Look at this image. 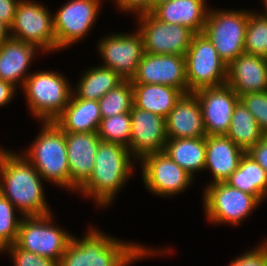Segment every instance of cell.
I'll list each match as a JSON object with an SVG mask.
<instances>
[{
	"instance_id": "obj_23",
	"label": "cell",
	"mask_w": 267,
	"mask_h": 266,
	"mask_svg": "<svg viewBox=\"0 0 267 266\" xmlns=\"http://www.w3.org/2000/svg\"><path fill=\"white\" fill-rule=\"evenodd\" d=\"M207 0H169L158 4L151 14L160 21L203 33L210 6Z\"/></svg>"
},
{
	"instance_id": "obj_4",
	"label": "cell",
	"mask_w": 267,
	"mask_h": 266,
	"mask_svg": "<svg viewBox=\"0 0 267 266\" xmlns=\"http://www.w3.org/2000/svg\"><path fill=\"white\" fill-rule=\"evenodd\" d=\"M41 129L31 144L20 152L46 183L70 192V170L65 132L54 122H39Z\"/></svg>"
},
{
	"instance_id": "obj_10",
	"label": "cell",
	"mask_w": 267,
	"mask_h": 266,
	"mask_svg": "<svg viewBox=\"0 0 267 266\" xmlns=\"http://www.w3.org/2000/svg\"><path fill=\"white\" fill-rule=\"evenodd\" d=\"M104 0H68L53 13L56 51L79 44L92 31ZM102 4V5H101Z\"/></svg>"
},
{
	"instance_id": "obj_2",
	"label": "cell",
	"mask_w": 267,
	"mask_h": 266,
	"mask_svg": "<svg viewBox=\"0 0 267 266\" xmlns=\"http://www.w3.org/2000/svg\"><path fill=\"white\" fill-rule=\"evenodd\" d=\"M44 179L20 153L0 145V194L24 217L51 214ZM51 208V209H50Z\"/></svg>"
},
{
	"instance_id": "obj_30",
	"label": "cell",
	"mask_w": 267,
	"mask_h": 266,
	"mask_svg": "<svg viewBox=\"0 0 267 266\" xmlns=\"http://www.w3.org/2000/svg\"><path fill=\"white\" fill-rule=\"evenodd\" d=\"M102 118L130 112L133 107V86L131 80H124L98 100Z\"/></svg>"
},
{
	"instance_id": "obj_7",
	"label": "cell",
	"mask_w": 267,
	"mask_h": 266,
	"mask_svg": "<svg viewBox=\"0 0 267 266\" xmlns=\"http://www.w3.org/2000/svg\"><path fill=\"white\" fill-rule=\"evenodd\" d=\"M251 11L243 8H209L203 33L227 65L245 53V33Z\"/></svg>"
},
{
	"instance_id": "obj_42",
	"label": "cell",
	"mask_w": 267,
	"mask_h": 266,
	"mask_svg": "<svg viewBox=\"0 0 267 266\" xmlns=\"http://www.w3.org/2000/svg\"><path fill=\"white\" fill-rule=\"evenodd\" d=\"M165 1H169V0H151V12L154 7H156L158 4L165 2Z\"/></svg>"
},
{
	"instance_id": "obj_32",
	"label": "cell",
	"mask_w": 267,
	"mask_h": 266,
	"mask_svg": "<svg viewBox=\"0 0 267 266\" xmlns=\"http://www.w3.org/2000/svg\"><path fill=\"white\" fill-rule=\"evenodd\" d=\"M97 133L101 141L118 143L128 148L131 136L130 112L102 118Z\"/></svg>"
},
{
	"instance_id": "obj_27",
	"label": "cell",
	"mask_w": 267,
	"mask_h": 266,
	"mask_svg": "<svg viewBox=\"0 0 267 266\" xmlns=\"http://www.w3.org/2000/svg\"><path fill=\"white\" fill-rule=\"evenodd\" d=\"M78 79L76 85L72 86V95L97 101L124 81L118 73L99 64L82 71Z\"/></svg>"
},
{
	"instance_id": "obj_20",
	"label": "cell",
	"mask_w": 267,
	"mask_h": 266,
	"mask_svg": "<svg viewBox=\"0 0 267 266\" xmlns=\"http://www.w3.org/2000/svg\"><path fill=\"white\" fill-rule=\"evenodd\" d=\"M240 97L267 91V58L243 53L227 66V82Z\"/></svg>"
},
{
	"instance_id": "obj_24",
	"label": "cell",
	"mask_w": 267,
	"mask_h": 266,
	"mask_svg": "<svg viewBox=\"0 0 267 266\" xmlns=\"http://www.w3.org/2000/svg\"><path fill=\"white\" fill-rule=\"evenodd\" d=\"M101 119L97 100H86L72 95L64 111L54 122L65 133H92L98 131Z\"/></svg>"
},
{
	"instance_id": "obj_19",
	"label": "cell",
	"mask_w": 267,
	"mask_h": 266,
	"mask_svg": "<svg viewBox=\"0 0 267 266\" xmlns=\"http://www.w3.org/2000/svg\"><path fill=\"white\" fill-rule=\"evenodd\" d=\"M37 52L42 54V51L33 44L12 37L2 42L0 44V79L10 83L17 90L21 89L31 74L30 66Z\"/></svg>"
},
{
	"instance_id": "obj_37",
	"label": "cell",
	"mask_w": 267,
	"mask_h": 266,
	"mask_svg": "<svg viewBox=\"0 0 267 266\" xmlns=\"http://www.w3.org/2000/svg\"><path fill=\"white\" fill-rule=\"evenodd\" d=\"M111 2L114 3L118 11L131 13L134 18L138 15L151 13V0H111Z\"/></svg>"
},
{
	"instance_id": "obj_13",
	"label": "cell",
	"mask_w": 267,
	"mask_h": 266,
	"mask_svg": "<svg viewBox=\"0 0 267 266\" xmlns=\"http://www.w3.org/2000/svg\"><path fill=\"white\" fill-rule=\"evenodd\" d=\"M110 32L100 38L96 51L101 57V66L110 68L124 80H131L142 60L145 49L141 33Z\"/></svg>"
},
{
	"instance_id": "obj_29",
	"label": "cell",
	"mask_w": 267,
	"mask_h": 266,
	"mask_svg": "<svg viewBox=\"0 0 267 266\" xmlns=\"http://www.w3.org/2000/svg\"><path fill=\"white\" fill-rule=\"evenodd\" d=\"M226 136L245 152L265 137L257 120L241 101L235 106Z\"/></svg>"
},
{
	"instance_id": "obj_22",
	"label": "cell",
	"mask_w": 267,
	"mask_h": 266,
	"mask_svg": "<svg viewBox=\"0 0 267 266\" xmlns=\"http://www.w3.org/2000/svg\"><path fill=\"white\" fill-rule=\"evenodd\" d=\"M167 138L206 137L204 120L198 98L184 94L166 117Z\"/></svg>"
},
{
	"instance_id": "obj_38",
	"label": "cell",
	"mask_w": 267,
	"mask_h": 266,
	"mask_svg": "<svg viewBox=\"0 0 267 266\" xmlns=\"http://www.w3.org/2000/svg\"><path fill=\"white\" fill-rule=\"evenodd\" d=\"M267 172V136L247 152Z\"/></svg>"
},
{
	"instance_id": "obj_36",
	"label": "cell",
	"mask_w": 267,
	"mask_h": 266,
	"mask_svg": "<svg viewBox=\"0 0 267 266\" xmlns=\"http://www.w3.org/2000/svg\"><path fill=\"white\" fill-rule=\"evenodd\" d=\"M240 255L233 258L228 266H267V239Z\"/></svg>"
},
{
	"instance_id": "obj_25",
	"label": "cell",
	"mask_w": 267,
	"mask_h": 266,
	"mask_svg": "<svg viewBox=\"0 0 267 266\" xmlns=\"http://www.w3.org/2000/svg\"><path fill=\"white\" fill-rule=\"evenodd\" d=\"M133 106L166 119L185 94L182 90L162 84H132Z\"/></svg>"
},
{
	"instance_id": "obj_5",
	"label": "cell",
	"mask_w": 267,
	"mask_h": 266,
	"mask_svg": "<svg viewBox=\"0 0 267 266\" xmlns=\"http://www.w3.org/2000/svg\"><path fill=\"white\" fill-rule=\"evenodd\" d=\"M69 81L64 73L53 69L33 71L21 88L31 116L39 122L54 121L72 96Z\"/></svg>"
},
{
	"instance_id": "obj_40",
	"label": "cell",
	"mask_w": 267,
	"mask_h": 266,
	"mask_svg": "<svg viewBox=\"0 0 267 266\" xmlns=\"http://www.w3.org/2000/svg\"><path fill=\"white\" fill-rule=\"evenodd\" d=\"M17 96V89L10 83L0 79V108L8 106Z\"/></svg>"
},
{
	"instance_id": "obj_16",
	"label": "cell",
	"mask_w": 267,
	"mask_h": 266,
	"mask_svg": "<svg viewBox=\"0 0 267 266\" xmlns=\"http://www.w3.org/2000/svg\"><path fill=\"white\" fill-rule=\"evenodd\" d=\"M199 101L207 136L226 135L238 94L227 84L219 87L203 88L193 93Z\"/></svg>"
},
{
	"instance_id": "obj_43",
	"label": "cell",
	"mask_w": 267,
	"mask_h": 266,
	"mask_svg": "<svg viewBox=\"0 0 267 266\" xmlns=\"http://www.w3.org/2000/svg\"><path fill=\"white\" fill-rule=\"evenodd\" d=\"M262 4L264 5V7H263V11H261V13H262L265 17H267V0H263V1H262Z\"/></svg>"
},
{
	"instance_id": "obj_18",
	"label": "cell",
	"mask_w": 267,
	"mask_h": 266,
	"mask_svg": "<svg viewBox=\"0 0 267 266\" xmlns=\"http://www.w3.org/2000/svg\"><path fill=\"white\" fill-rule=\"evenodd\" d=\"M70 170V193H76L90 178L101 141L97 132L65 133Z\"/></svg>"
},
{
	"instance_id": "obj_31",
	"label": "cell",
	"mask_w": 267,
	"mask_h": 266,
	"mask_svg": "<svg viewBox=\"0 0 267 266\" xmlns=\"http://www.w3.org/2000/svg\"><path fill=\"white\" fill-rule=\"evenodd\" d=\"M244 51L267 58V17L256 10H252L249 15Z\"/></svg>"
},
{
	"instance_id": "obj_12",
	"label": "cell",
	"mask_w": 267,
	"mask_h": 266,
	"mask_svg": "<svg viewBox=\"0 0 267 266\" xmlns=\"http://www.w3.org/2000/svg\"><path fill=\"white\" fill-rule=\"evenodd\" d=\"M140 165L144 188L151 195L170 198L182 194L195 179L176 164L164 151L142 157Z\"/></svg>"
},
{
	"instance_id": "obj_44",
	"label": "cell",
	"mask_w": 267,
	"mask_h": 266,
	"mask_svg": "<svg viewBox=\"0 0 267 266\" xmlns=\"http://www.w3.org/2000/svg\"><path fill=\"white\" fill-rule=\"evenodd\" d=\"M4 247L0 244V254H3Z\"/></svg>"
},
{
	"instance_id": "obj_15",
	"label": "cell",
	"mask_w": 267,
	"mask_h": 266,
	"mask_svg": "<svg viewBox=\"0 0 267 266\" xmlns=\"http://www.w3.org/2000/svg\"><path fill=\"white\" fill-rule=\"evenodd\" d=\"M132 84H162L188 94L185 56L145 53L138 64Z\"/></svg>"
},
{
	"instance_id": "obj_21",
	"label": "cell",
	"mask_w": 267,
	"mask_h": 266,
	"mask_svg": "<svg viewBox=\"0 0 267 266\" xmlns=\"http://www.w3.org/2000/svg\"><path fill=\"white\" fill-rule=\"evenodd\" d=\"M244 153L245 151L226 135L206 136L204 172L209 171L212 180L204 185L226 182L238 168Z\"/></svg>"
},
{
	"instance_id": "obj_6",
	"label": "cell",
	"mask_w": 267,
	"mask_h": 266,
	"mask_svg": "<svg viewBox=\"0 0 267 266\" xmlns=\"http://www.w3.org/2000/svg\"><path fill=\"white\" fill-rule=\"evenodd\" d=\"M204 216L213 225L237 226L247 220L262 203L254 196L226 182L206 185L202 194Z\"/></svg>"
},
{
	"instance_id": "obj_1",
	"label": "cell",
	"mask_w": 267,
	"mask_h": 266,
	"mask_svg": "<svg viewBox=\"0 0 267 266\" xmlns=\"http://www.w3.org/2000/svg\"><path fill=\"white\" fill-rule=\"evenodd\" d=\"M98 228L90 225L83 237L72 235L58 266H130L149 256L172 255V248L147 247L142 242L113 237Z\"/></svg>"
},
{
	"instance_id": "obj_35",
	"label": "cell",
	"mask_w": 267,
	"mask_h": 266,
	"mask_svg": "<svg viewBox=\"0 0 267 266\" xmlns=\"http://www.w3.org/2000/svg\"><path fill=\"white\" fill-rule=\"evenodd\" d=\"M4 255L12 260V266H58L52 259L19 248L15 243L4 248Z\"/></svg>"
},
{
	"instance_id": "obj_34",
	"label": "cell",
	"mask_w": 267,
	"mask_h": 266,
	"mask_svg": "<svg viewBox=\"0 0 267 266\" xmlns=\"http://www.w3.org/2000/svg\"><path fill=\"white\" fill-rule=\"evenodd\" d=\"M240 101L257 120L264 135L267 136V91L241 95Z\"/></svg>"
},
{
	"instance_id": "obj_9",
	"label": "cell",
	"mask_w": 267,
	"mask_h": 266,
	"mask_svg": "<svg viewBox=\"0 0 267 266\" xmlns=\"http://www.w3.org/2000/svg\"><path fill=\"white\" fill-rule=\"evenodd\" d=\"M188 93L227 82V64L204 33L195 34L185 53Z\"/></svg>"
},
{
	"instance_id": "obj_11",
	"label": "cell",
	"mask_w": 267,
	"mask_h": 266,
	"mask_svg": "<svg viewBox=\"0 0 267 266\" xmlns=\"http://www.w3.org/2000/svg\"><path fill=\"white\" fill-rule=\"evenodd\" d=\"M10 37L33 44L43 54L56 52L53 13L35 0H20L17 4Z\"/></svg>"
},
{
	"instance_id": "obj_17",
	"label": "cell",
	"mask_w": 267,
	"mask_h": 266,
	"mask_svg": "<svg viewBox=\"0 0 267 266\" xmlns=\"http://www.w3.org/2000/svg\"><path fill=\"white\" fill-rule=\"evenodd\" d=\"M129 151L137 162L144 156L162 152L166 145V119L152 112L132 107Z\"/></svg>"
},
{
	"instance_id": "obj_33",
	"label": "cell",
	"mask_w": 267,
	"mask_h": 266,
	"mask_svg": "<svg viewBox=\"0 0 267 266\" xmlns=\"http://www.w3.org/2000/svg\"><path fill=\"white\" fill-rule=\"evenodd\" d=\"M18 212L14 205L0 194V244L4 248L14 244L17 239L19 226L24 217Z\"/></svg>"
},
{
	"instance_id": "obj_28",
	"label": "cell",
	"mask_w": 267,
	"mask_h": 266,
	"mask_svg": "<svg viewBox=\"0 0 267 266\" xmlns=\"http://www.w3.org/2000/svg\"><path fill=\"white\" fill-rule=\"evenodd\" d=\"M226 183L254 195L261 203L267 199V172L246 152Z\"/></svg>"
},
{
	"instance_id": "obj_41",
	"label": "cell",
	"mask_w": 267,
	"mask_h": 266,
	"mask_svg": "<svg viewBox=\"0 0 267 266\" xmlns=\"http://www.w3.org/2000/svg\"><path fill=\"white\" fill-rule=\"evenodd\" d=\"M10 37V28L0 21V44Z\"/></svg>"
},
{
	"instance_id": "obj_8",
	"label": "cell",
	"mask_w": 267,
	"mask_h": 266,
	"mask_svg": "<svg viewBox=\"0 0 267 266\" xmlns=\"http://www.w3.org/2000/svg\"><path fill=\"white\" fill-rule=\"evenodd\" d=\"M54 215L23 217L15 244L59 264L73 234L55 224Z\"/></svg>"
},
{
	"instance_id": "obj_26",
	"label": "cell",
	"mask_w": 267,
	"mask_h": 266,
	"mask_svg": "<svg viewBox=\"0 0 267 266\" xmlns=\"http://www.w3.org/2000/svg\"><path fill=\"white\" fill-rule=\"evenodd\" d=\"M163 151L194 179L196 172L204 171L206 137L167 138Z\"/></svg>"
},
{
	"instance_id": "obj_39",
	"label": "cell",
	"mask_w": 267,
	"mask_h": 266,
	"mask_svg": "<svg viewBox=\"0 0 267 266\" xmlns=\"http://www.w3.org/2000/svg\"><path fill=\"white\" fill-rule=\"evenodd\" d=\"M20 0H0V21L9 28L13 24L17 4Z\"/></svg>"
},
{
	"instance_id": "obj_14",
	"label": "cell",
	"mask_w": 267,
	"mask_h": 266,
	"mask_svg": "<svg viewBox=\"0 0 267 266\" xmlns=\"http://www.w3.org/2000/svg\"><path fill=\"white\" fill-rule=\"evenodd\" d=\"M135 25L141 33L145 53L177 54L185 56L189 49L193 31L177 24H169L155 18L151 13L135 17Z\"/></svg>"
},
{
	"instance_id": "obj_3",
	"label": "cell",
	"mask_w": 267,
	"mask_h": 266,
	"mask_svg": "<svg viewBox=\"0 0 267 266\" xmlns=\"http://www.w3.org/2000/svg\"><path fill=\"white\" fill-rule=\"evenodd\" d=\"M134 163L138 162L124 145L100 141L92 175L76 192L77 195L93 199L96 209L112 206L118 192L135 176Z\"/></svg>"
}]
</instances>
